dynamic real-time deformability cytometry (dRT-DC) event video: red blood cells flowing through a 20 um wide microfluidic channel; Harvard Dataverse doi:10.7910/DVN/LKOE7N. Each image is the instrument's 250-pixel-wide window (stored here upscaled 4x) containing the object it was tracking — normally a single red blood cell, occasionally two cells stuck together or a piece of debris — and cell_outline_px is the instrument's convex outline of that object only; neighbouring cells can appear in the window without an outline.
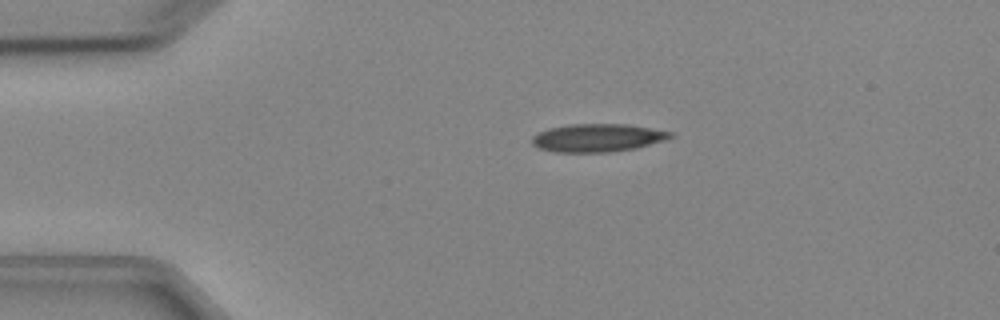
{"species": "Egyptian fruit bat (a non-hibernating species)", "species_latin": "Rousettus aegyptiacus", "temperature_condition": "cold", "stored_images_in_passage": 2, "camera_frame_rate_fps": 3000, "um_per_image_px": 0.085, "animal": {"sex": "female"}, "frame": {"image": 1, "passage_image": 1, "time_ms": 0.0, "image_size_px": [1000, 320], "cell_outline_px": [[676, 136], [668, 140], [636, 148], [612, 152], [556, 152], [540, 148], [532, 144], [532, 136], [548, 128], [572, 124], [628, 124], [672, 132]], "centroid_in_image_um": [50.85, 11.71], "position_along_channel_um": 34.1, "area_um2": 22.72}}